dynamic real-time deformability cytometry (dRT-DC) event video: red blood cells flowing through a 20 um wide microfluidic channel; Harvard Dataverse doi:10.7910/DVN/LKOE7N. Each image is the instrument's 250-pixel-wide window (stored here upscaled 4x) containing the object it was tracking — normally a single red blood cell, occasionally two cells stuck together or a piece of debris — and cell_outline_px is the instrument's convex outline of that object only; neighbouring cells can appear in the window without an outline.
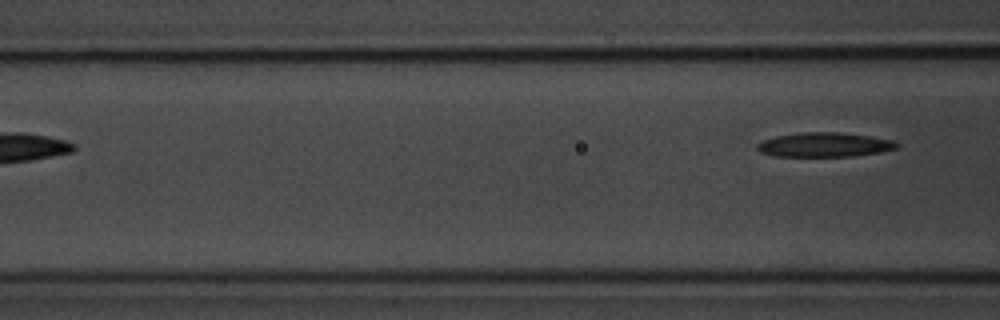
{"species": "common noctule bat (a hibernating species)", "species_latin": "Nyctalus noctula", "temperature_condition": "room temperature", "stored_images_in_passage": 6, "camera_frame_rate_fps": 3000, "um_per_image_px": 0.085, "animal": {"sex": "male", "body_mass_g": 20.1, "forearm_length_mm": 53.5}, "frame": {"image": 1, "passage_image": 6, "time_ms": 6.0, "image_size_px": [1000, 320], "cell_outline_px": [[900, 144], [896, 148], [876, 152], [852, 156], [776, 156], [760, 152], [756, 148], [756, 144], [764, 140], [776, 136], [800, 132], [836, 132], [868, 136], [892, 140]], "centroid_in_image_um": [70.02, 12.3], "position_along_channel_um": 96.6, "area_um2": 19.54}}